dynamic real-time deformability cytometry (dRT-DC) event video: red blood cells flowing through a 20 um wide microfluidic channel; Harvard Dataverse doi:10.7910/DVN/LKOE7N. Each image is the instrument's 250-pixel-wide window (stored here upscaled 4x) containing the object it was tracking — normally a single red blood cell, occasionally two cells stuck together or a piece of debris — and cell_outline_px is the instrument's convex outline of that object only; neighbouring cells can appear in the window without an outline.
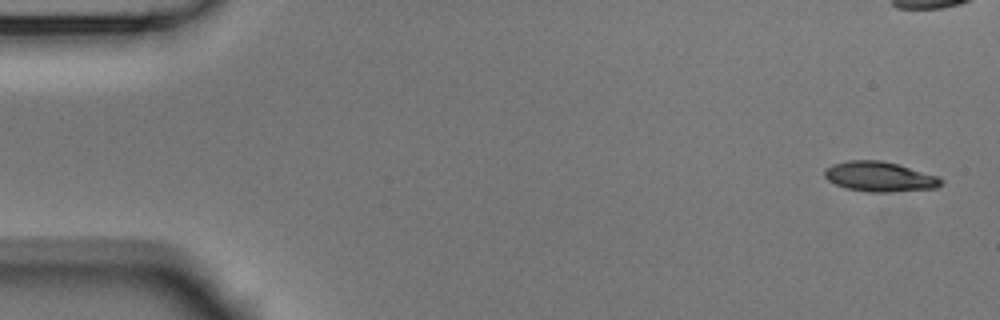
{"species": "Egyptian fruit bat (a non-hibernating species)", "species_latin": "Rousettus aegyptiacus", "temperature_condition": "room temperature", "stored_images_in_passage": 5, "camera_frame_rate_fps": 3000, "um_per_image_px": 0.085, "animal": {"sex": "male"}, "frame": {"image": 1, "passage_image": 1, "time_ms": 0.0, "image_size_px": [1000, 320], "cell_outline_px": [[944, 180], [936, 188], [892, 192], [868, 192], [848, 188], [836, 184], [828, 180], [824, 176], [824, 168], [832, 164], [848, 160], [880, 160], [896, 164], [940, 176]], "centroid_in_image_um": [74.77, 15.01], "position_along_channel_um": 10.2, "area_um2": 20.35}}
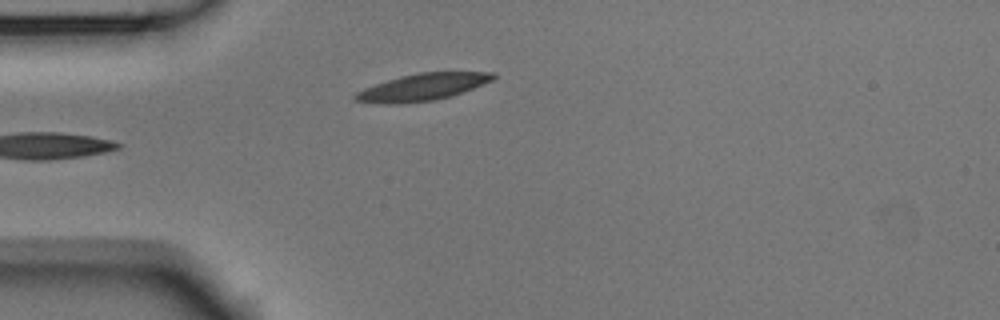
{"frame": {"image": 2, "passage_image": 5, "time_ms": 1.333, "image_size_px": [1000, 320], "cell_outline_px": [[496, 76], [492, 80], [452, 96], [436, 100], [396, 104], [388, 104], [356, 100], [352, 96], [356, 92], [364, 88], [400, 76], [420, 72], [496, 72]], "centroid_in_image_um": [35.92, 7.4], "position_along_channel_um": 49.1, "area_um2": 21.44}}